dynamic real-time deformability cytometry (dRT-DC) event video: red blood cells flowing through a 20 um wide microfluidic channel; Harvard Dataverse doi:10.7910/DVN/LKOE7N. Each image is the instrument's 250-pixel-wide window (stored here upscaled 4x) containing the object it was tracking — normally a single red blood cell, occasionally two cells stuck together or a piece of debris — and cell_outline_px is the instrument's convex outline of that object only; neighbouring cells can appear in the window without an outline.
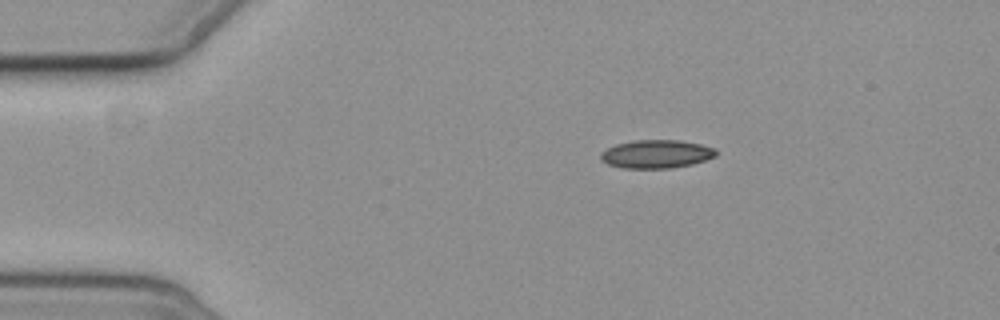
{"species": "common noctule bat (a hibernating species)", "species_latin": "Nyctalus noctula", "temperature_condition": "cold", "stored_images_in_passage": 1, "camera_frame_rate_fps": 3000, "um_per_image_px": 0.085, "animal": {"sex": "female", "body_mass_g": 19.3, "forearm_length_mm": 54.1}, "frame": {"image": 1, "passage_image": 1, "time_ms": 0.0, "image_size_px": [1000, 320], "cell_outline_px": [[716, 156], [692, 164], [672, 168], [624, 168], [608, 164], [600, 160], [600, 152], [616, 144], [636, 140], [680, 140], [700, 144], [716, 148]], "centroid_in_image_um": [55.78, 13.09], "position_along_channel_um": 29.2, "area_um2": 19.02}}